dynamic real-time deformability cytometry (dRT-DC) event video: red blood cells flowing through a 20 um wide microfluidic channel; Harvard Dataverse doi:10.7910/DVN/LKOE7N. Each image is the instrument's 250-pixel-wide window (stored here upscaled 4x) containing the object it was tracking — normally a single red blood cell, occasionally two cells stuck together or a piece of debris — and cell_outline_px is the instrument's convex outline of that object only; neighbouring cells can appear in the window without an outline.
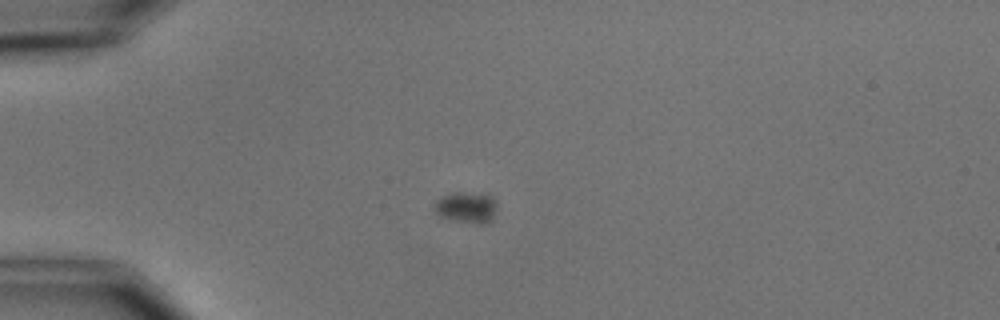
{"species": "common noctule bat (a hibernating species)", "species_latin": "Nyctalus noctula", "temperature_condition": "cold", "stored_images_in_passage": 5, "camera_frame_rate_fps": 3000, "um_per_image_px": 0.085, "animal": {"sex": "male", "body_mass_g": 15.6}, "frame": {"image": 1, "passage_image": 5, "time_ms": 4.667, "image_size_px": [1000, 320], "cell_outline_px": [[496, 208], [492, 220], [488, 224], [476, 224], [452, 220], [440, 216], [432, 208], [436, 200], [440, 196], [456, 192], [492, 196], [496, 204]], "centroid_in_image_um": [39.62, 17.66], "position_along_channel_um": 45.4, "area_um2": 11.39}}